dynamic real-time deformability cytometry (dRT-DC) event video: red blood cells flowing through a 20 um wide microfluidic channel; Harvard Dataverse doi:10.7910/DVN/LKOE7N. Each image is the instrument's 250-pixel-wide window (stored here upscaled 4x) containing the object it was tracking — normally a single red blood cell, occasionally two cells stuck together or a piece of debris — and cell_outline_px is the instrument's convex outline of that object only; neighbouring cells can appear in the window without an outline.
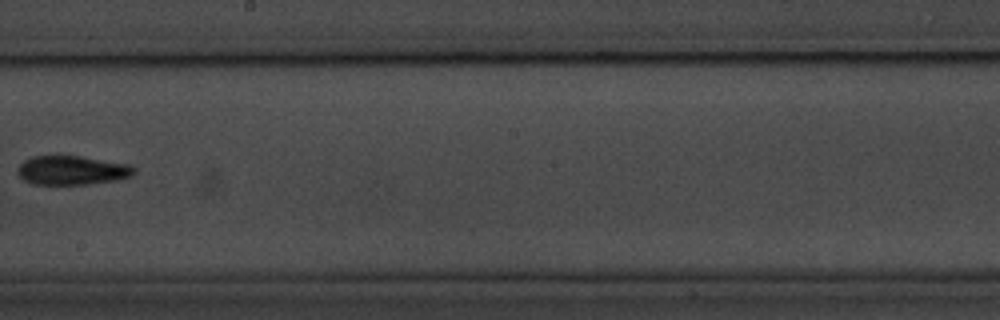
{"species": "common noctule bat (a hibernating species)", "species_latin": "Nyctalus noctula", "temperature_condition": "room temperature", "stored_images_in_passage": 7, "camera_frame_rate_fps": 3000, "um_per_image_px": 0.085, "animal": {"sex": "male", "body_mass_g": 20.1, "forearm_length_mm": 53.5}, "frame": {"image": 1, "passage_image": 7, "time_ms": 7.0, "image_size_px": [1000, 320], "cell_outline_px": [[136, 172], [132, 176], [116, 180], [88, 184], [32, 184], [24, 180], [16, 172], [16, 168], [24, 160], [32, 156], [80, 156], [128, 164], [136, 168]], "centroid_in_image_um": [6.11, 14.47], "position_along_channel_um": 242.1, "area_um2": 19.77}}